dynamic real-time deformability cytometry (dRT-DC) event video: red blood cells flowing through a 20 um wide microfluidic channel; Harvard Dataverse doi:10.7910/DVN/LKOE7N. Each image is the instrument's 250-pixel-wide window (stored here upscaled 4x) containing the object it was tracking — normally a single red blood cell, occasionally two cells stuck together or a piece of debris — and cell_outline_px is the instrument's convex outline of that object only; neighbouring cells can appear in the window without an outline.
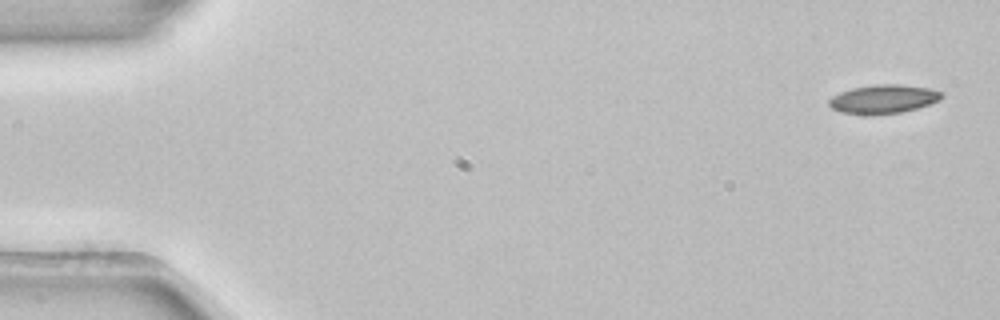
{"species": "common noctule bat (a hibernating species)", "species_latin": "Nyctalus noctula", "temperature_condition": "room temperature", "stored_images_in_passage": 4, "camera_frame_rate_fps": 3000, "um_per_image_px": 0.085, "animal": {"sex": "female", "body_mass_g": 22.7, "forearm_length_mm": 54.2}, "frame": {"image": 1, "passage_image": 1, "time_ms": 0.0, "image_size_px": [1000, 320], "cell_outline_px": [[944, 96], [940, 100], [916, 108], [900, 112], [840, 112], [832, 108], [828, 104], [828, 100], [832, 96], [840, 92], [852, 88], [876, 84], [900, 84], [928, 88], [944, 92]], "centroid_in_image_um": [75.12, 8.37], "position_along_channel_um": 9.9, "area_um2": 18.21}}